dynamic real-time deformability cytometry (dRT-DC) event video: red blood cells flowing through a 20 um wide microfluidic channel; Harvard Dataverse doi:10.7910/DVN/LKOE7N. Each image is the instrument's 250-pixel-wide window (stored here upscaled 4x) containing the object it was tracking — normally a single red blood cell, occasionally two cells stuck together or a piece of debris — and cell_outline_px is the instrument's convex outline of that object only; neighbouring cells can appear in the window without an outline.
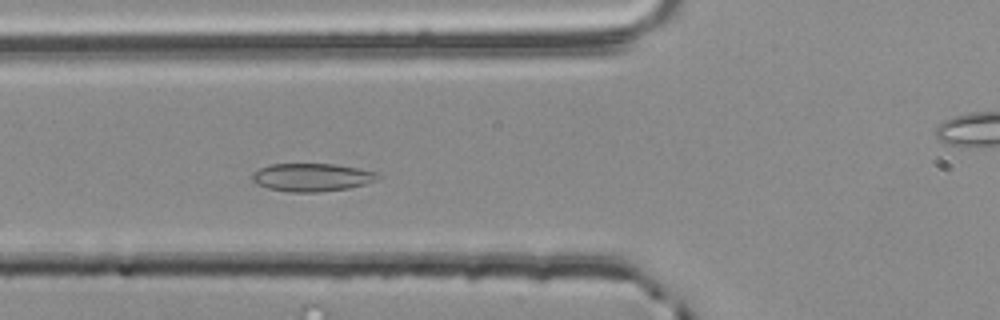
{"species": "common noctule bat (a hibernating species)", "species_latin": "Nyctalus noctula", "temperature_condition": "room temperature", "stored_images_in_passage": 22, "camera_frame_rate_fps": 3000, "um_per_image_px": 0.085, "animal": {"sex": "male", "body_mass_g": 20.4}, "frame": {"image": 1, "passage_image": 9, "time_ms": 2.667, "image_size_px": [1000, 320], "cell_outline_px": [[380, 176], [376, 180], [364, 184], [348, 188], [320, 192], [292, 192], [268, 188], [256, 184], [252, 180], [252, 176], [260, 168], [268, 164], [332, 164], [360, 168], [376, 172]], "centroid_in_image_um": [26.51, 15.07], "position_along_channel_um": 99.3, "area_um2": 20.4}}
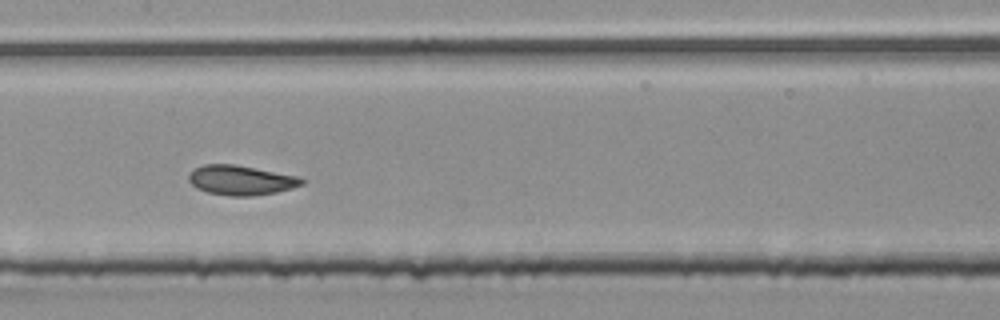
{"frame": {"image": 2, "passage_image": 16, "time_ms": 5.0, "image_size_px": [1000, 320], "cell_outline_px": [[304, 184], [292, 188], [276, 192], [252, 196], [228, 196], [208, 192], [196, 188], [188, 180], [188, 172], [192, 168], [204, 164], [232, 164], [296, 176], [304, 180]], "centroid_in_image_um": [20.41, 15.32], "position_along_channel_um": 187.0, "area_um2": 19.48}}
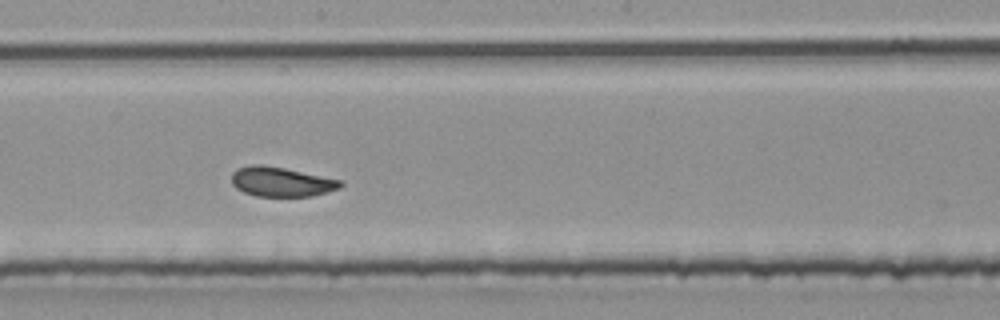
{"frame": {"image": 3, "passage_image": 19, "time_ms": 6.0, "image_size_px": [1000, 320], "cell_outline_px": [[344, 184], [340, 188], [312, 196], [256, 196], [244, 192], [236, 188], [232, 184], [232, 172], [236, 168], [252, 164], [260, 164], [284, 168], [344, 180]], "centroid_in_image_um": [23.92, 15.44], "position_along_channel_um": 224.3, "area_um2": 18.9}}